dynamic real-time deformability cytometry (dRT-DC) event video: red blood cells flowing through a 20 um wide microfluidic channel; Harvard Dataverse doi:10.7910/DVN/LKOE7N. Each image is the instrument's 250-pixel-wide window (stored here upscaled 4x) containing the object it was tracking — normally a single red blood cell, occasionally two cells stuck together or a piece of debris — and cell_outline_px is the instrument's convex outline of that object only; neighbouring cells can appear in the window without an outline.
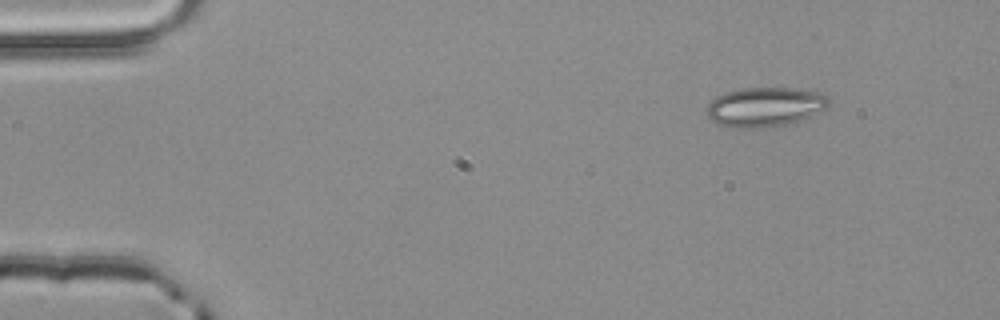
{"species": "common noctule bat (a hibernating species)", "species_latin": "Nyctalus noctula", "temperature_condition": "room temperature", "stored_images_in_passage": 3, "camera_frame_rate_fps": 3000, "um_per_image_px": 0.085, "animal": {"sex": "male", "body_mass_g": 20.4}, "frame": {"image": 1, "passage_image": 3, "time_ms": 0.667, "image_size_px": [1000, 320], "cell_outline_px": [[832, 100], [824, 108], [792, 124], [772, 128], [728, 128], [716, 124], [708, 116], [704, 108], [716, 96], [728, 92], [744, 88], [792, 88], [820, 92], [828, 96]], "centroid_in_image_um": [64.99, 9.11], "position_along_channel_um": 20.0, "area_um2": 28.44}}